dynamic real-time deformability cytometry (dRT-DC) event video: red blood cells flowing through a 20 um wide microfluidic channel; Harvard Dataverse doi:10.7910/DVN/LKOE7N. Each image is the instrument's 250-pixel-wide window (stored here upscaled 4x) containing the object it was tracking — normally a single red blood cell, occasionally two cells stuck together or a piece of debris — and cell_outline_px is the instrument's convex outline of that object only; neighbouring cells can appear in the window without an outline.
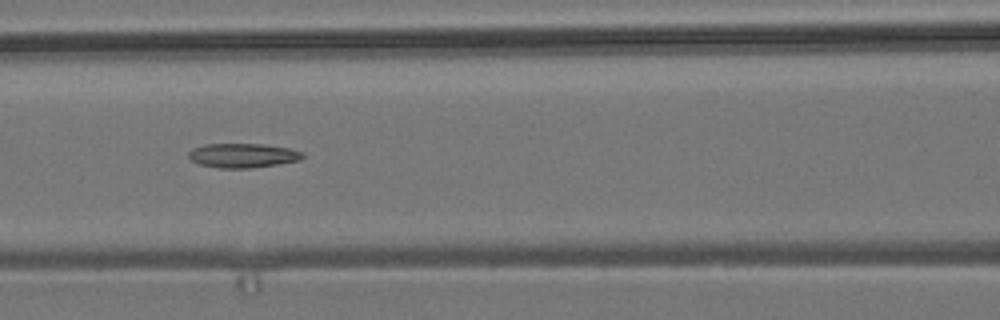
{"species": "common noctule bat (a hibernating species)", "species_latin": "Nyctalus noctula", "temperature_condition": "room temperature", "stored_images_in_passage": 9, "segment_of_instrument_passage": [1, 2], "camera_frame_rate_fps": 3000, "um_per_image_px": 0.085, "animal": {"sex": "male", "body_mass_g": 19.2, "forearm_length_mm": 51.8}, "frame": {"image": 1, "passage_image": 7, "time_ms": 2.0, "image_size_px": [1000, 320], "cell_outline_px": [[304, 156], [300, 160], [276, 164], [248, 168], [220, 168], [200, 164], [192, 160], [188, 156], [188, 152], [192, 148], [204, 144], [264, 144], [288, 148], [304, 152]], "centroid_in_image_um": [20.63, 13.2], "position_along_channel_um": 146.0, "area_um2": 16.07}}
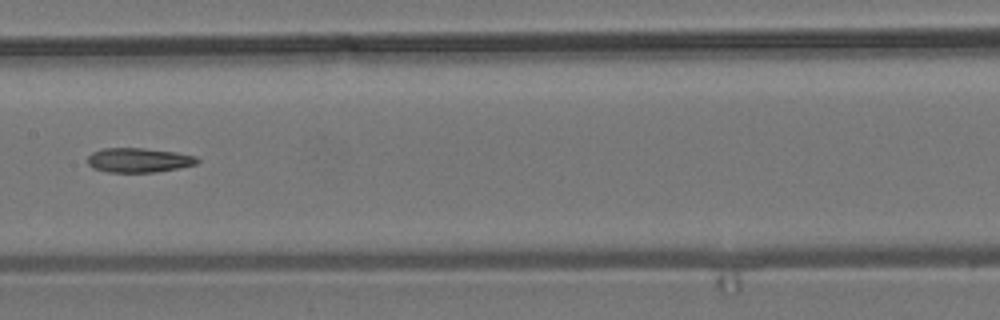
{"frame": {"image": 2, "passage_image": 8, "time_ms": 2.333, "image_size_px": [1000, 320], "cell_outline_px": [[200, 160], [196, 164], [180, 168], [156, 172], [108, 172], [92, 168], [88, 164], [88, 156], [92, 152], [104, 148], [144, 148], [176, 152], [196, 156]], "centroid_in_image_um": [11.8, 13.61], "position_along_channel_um": 195.6, "area_um2": 15.72}}